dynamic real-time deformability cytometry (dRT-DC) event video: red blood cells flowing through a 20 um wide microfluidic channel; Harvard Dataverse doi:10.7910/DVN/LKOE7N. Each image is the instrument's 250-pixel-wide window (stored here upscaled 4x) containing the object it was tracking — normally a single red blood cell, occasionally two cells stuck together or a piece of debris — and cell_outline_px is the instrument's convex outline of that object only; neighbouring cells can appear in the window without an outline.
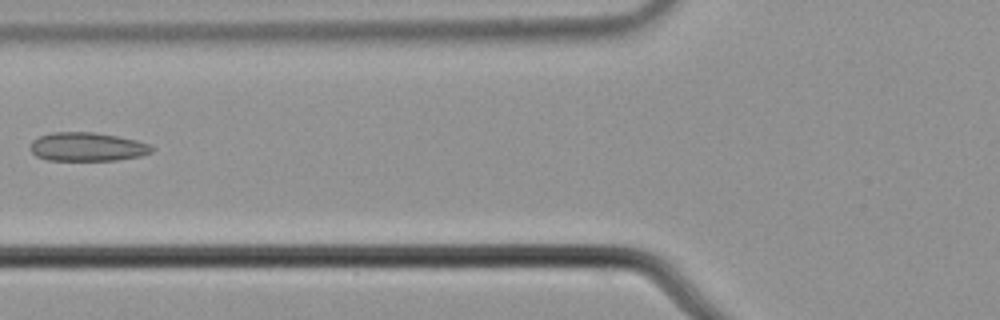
{"species": "common noctule bat (a hibernating species)", "species_latin": "Nyctalus noctula", "temperature_condition": "cold", "stored_images_in_passage": 6, "camera_frame_rate_fps": 3000, "um_per_image_px": 0.085, "animal": {"sex": "male", "body_mass_g": 21.5, "forearm_length_mm": 52.0}, "frame": {"image": 1, "passage_image": 5, "time_ms": 1.333, "image_size_px": [1000, 320], "cell_outline_px": [[156, 148], [152, 152], [140, 156], [116, 160], [48, 160], [36, 156], [28, 148], [32, 140], [40, 136], [52, 132], [96, 132], [136, 140], [148, 144]], "centroid_in_image_um": [7.4, 12.48], "position_along_channel_um": 118.4, "area_um2": 20.4}}
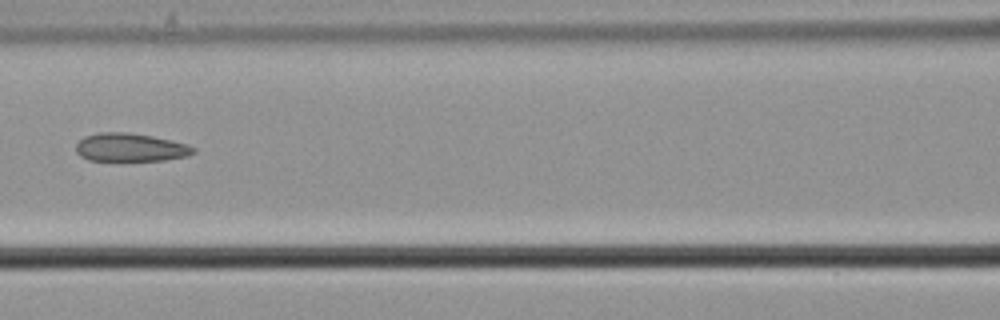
{"frame": {"image": 2, "passage_image": 6, "time_ms": 1.667, "image_size_px": [1000, 320], "cell_outline_px": [[196, 152], [188, 156], [164, 160], [88, 160], [80, 156], [76, 152], [76, 144], [84, 136], [100, 132], [128, 132], [152, 136], [172, 140], [188, 144], [196, 148]], "centroid_in_image_um": [11.1, 12.52], "position_along_channel_um": 155.5, "area_um2": 19.42}}